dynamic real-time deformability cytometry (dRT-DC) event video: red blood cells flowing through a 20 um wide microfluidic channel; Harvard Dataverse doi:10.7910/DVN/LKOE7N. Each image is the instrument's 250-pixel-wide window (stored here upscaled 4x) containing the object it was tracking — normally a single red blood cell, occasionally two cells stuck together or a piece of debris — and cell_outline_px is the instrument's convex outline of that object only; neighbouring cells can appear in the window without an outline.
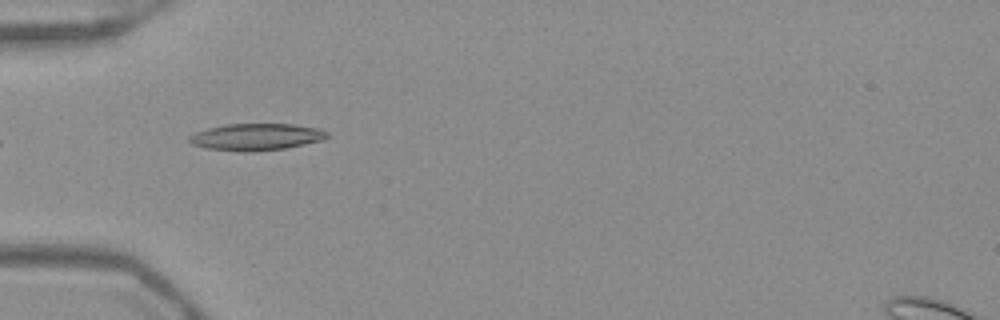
{"species": "Egyptian fruit bat (a non-hibernating species)", "species_latin": "Rousettus aegyptiacus", "temperature_condition": "warm", "stored_images_in_passage": 36, "camera_frame_rate_fps": 3000, "um_per_image_px": 0.085, "frame": {"image": 1, "passage_image": 1, "time_ms": 0.0, "image_size_px": [1000, 320], "cell_outline_px": [[328, 136], [324, 140], [284, 148], [244, 152], [208, 148], [192, 144], [188, 140], [188, 136], [196, 132], [208, 128], [224, 124], [292, 124], [320, 128], [328, 132]], "centroid_in_image_um": [21.79, 11.62], "position_along_channel_um": 63.2, "area_um2": 21.44}}
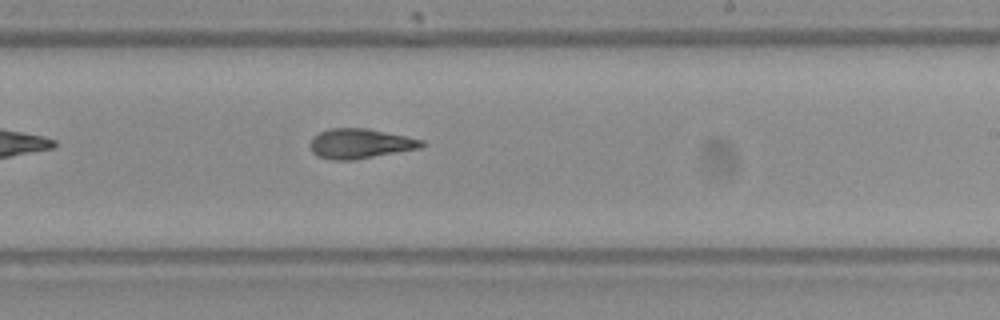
{"frame": {"image": 2, "passage_image": 16, "time_ms": 5.0, "image_size_px": [1000, 320], "cell_outline_px": [[424, 144], [420, 148], [352, 160], [332, 160], [316, 156], [312, 152], [312, 136], [328, 128], [368, 128], [424, 140]], "centroid_in_image_um": [30.59, 12.2], "position_along_channel_um": 258.4, "area_um2": 19.25}}
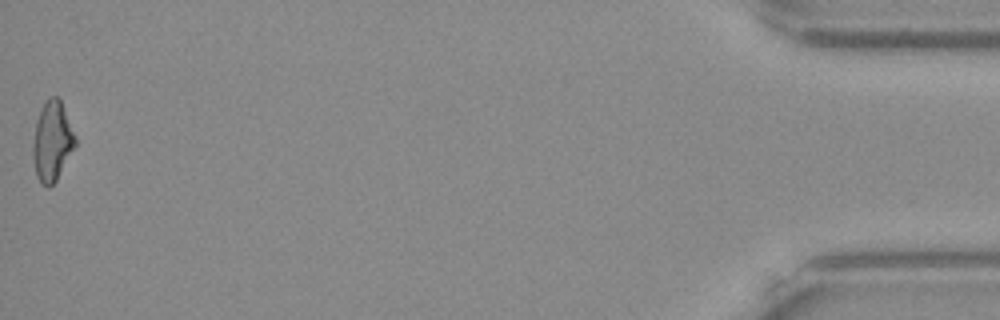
{"frame": {"image": 3, "passage_image": 36, "time_ms": 11.667, "image_size_px": [1000, 320], "cell_outline_px": [[76, 144], [56, 180], [48, 188], [40, 184], [36, 176], [32, 156], [32, 144], [36, 120], [40, 108], [44, 100], [48, 96], [56, 96], [60, 100], [76, 136]], "centroid_in_image_um": [4.4, 11.99], "position_along_channel_um": 430.8, "area_um2": 19.83}, "authors_computed_cell_mechanics": {"area_um2": 19.4786, "velocity_mm_per_s": 3.948, "shape_relaxation_time_tau1_ms": null, "shape_relaxation_time_tau2_ms": 1.8407, "deformation_change_tau1": null, "deformation_change_tau2": 0.1001}}